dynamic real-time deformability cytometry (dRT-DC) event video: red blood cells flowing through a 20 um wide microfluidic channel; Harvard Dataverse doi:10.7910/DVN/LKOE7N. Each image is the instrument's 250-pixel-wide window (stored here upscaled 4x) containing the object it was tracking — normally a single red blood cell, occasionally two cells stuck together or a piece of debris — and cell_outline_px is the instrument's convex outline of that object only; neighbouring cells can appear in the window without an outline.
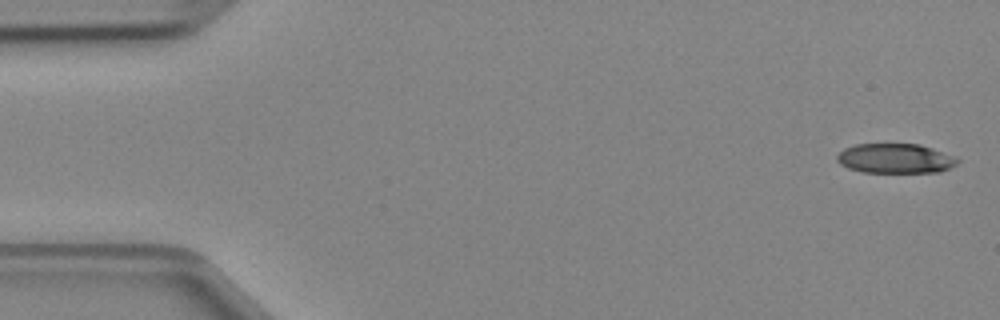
{"species": "Egyptian fruit bat (a non-hibernating species)", "species_latin": "Rousettus aegyptiacus", "temperature_condition": "cold", "stored_images_in_passage": 46, "camera_frame_rate_fps": 3000, "um_per_image_px": 0.085, "animal": {"sex": "female"}, "frame": {"image": 1, "passage_image": 1, "time_ms": 0.0, "image_size_px": [1000, 320], "cell_outline_px": [[960, 160], [956, 164], [940, 172], [864, 172], [848, 168], [840, 164], [836, 160], [836, 156], [844, 148], [856, 144], [920, 144], [956, 156]], "centroid_in_image_um": [76.1, 13.46], "position_along_channel_um": 8.9, "area_um2": 20.87}}
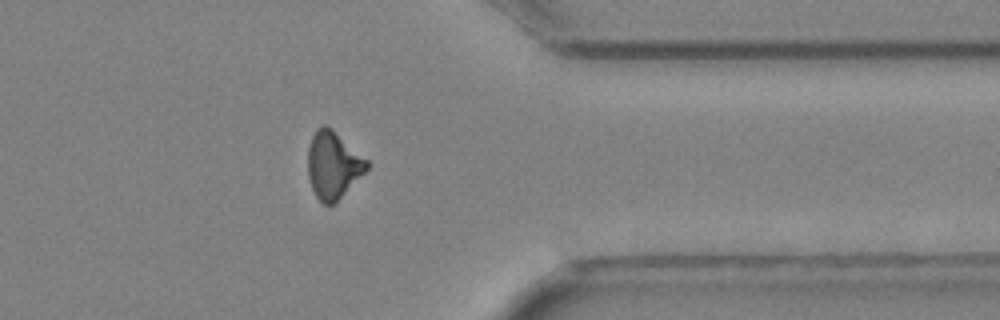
{"frame": {"image": 2, "passage_image": 37, "time_ms": 12.0, "image_size_px": [1000, 320], "cell_outline_px": [[368, 168], [332, 204], [324, 204], [316, 196], [312, 188], [308, 176], [308, 148], [312, 136], [316, 128], [320, 124], [324, 124], [332, 128], [368, 160]], "centroid_in_image_um": [28.29, 13.96], "position_along_channel_um": 383.1, "area_um2": 22.66}}
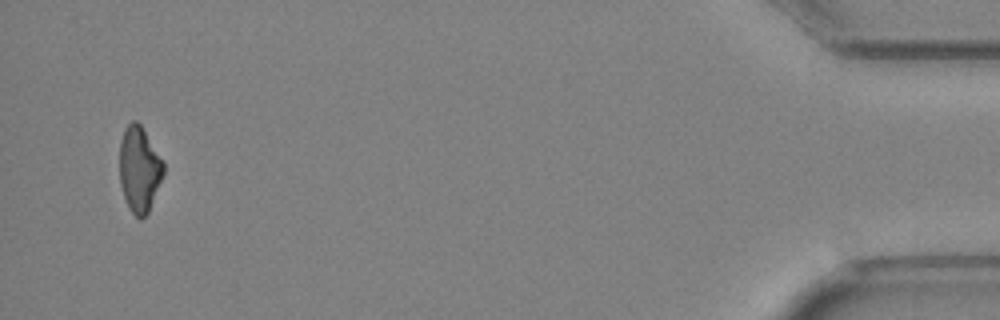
{"frame": {"image": 3, "passage_image": 45, "time_ms": 14.667, "image_size_px": [1000, 320], "cell_outline_px": [[164, 172], [148, 212], [140, 220], [132, 212], [124, 196], [120, 184], [120, 140], [124, 128], [132, 120], [136, 120], [140, 124], [164, 164]], "centroid_in_image_um": [11.82, 14.36], "position_along_channel_um": 423.4, "area_um2": 21.44}}